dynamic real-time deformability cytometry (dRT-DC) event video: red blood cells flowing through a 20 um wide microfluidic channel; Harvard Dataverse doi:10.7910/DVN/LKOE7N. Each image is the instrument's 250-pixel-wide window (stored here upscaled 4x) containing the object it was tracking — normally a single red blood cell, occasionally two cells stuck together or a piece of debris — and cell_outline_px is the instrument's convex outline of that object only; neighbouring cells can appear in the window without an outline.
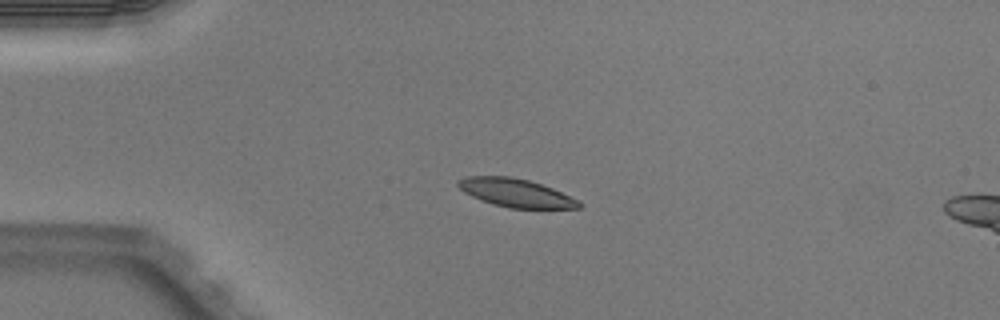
{"species": "Egyptian fruit bat (a non-hibernating species)", "species_latin": "Rousettus aegyptiacus", "temperature_condition": "warm", "stored_images_in_passage": 6, "camera_frame_rate_fps": 3000, "um_per_image_px": 0.085, "animal": {"sex": "male"}, "frame": {"image": 1, "passage_image": 4, "time_ms": 1.0, "image_size_px": [1000, 320], "cell_outline_px": [[584, 204], [580, 208], [508, 208], [492, 204], [480, 200], [464, 192], [456, 184], [456, 180], [468, 176], [512, 176], [528, 180], [552, 188]], "centroid_in_image_um": [43.79, 16.39], "position_along_channel_um": 41.2, "area_um2": 19.83}}